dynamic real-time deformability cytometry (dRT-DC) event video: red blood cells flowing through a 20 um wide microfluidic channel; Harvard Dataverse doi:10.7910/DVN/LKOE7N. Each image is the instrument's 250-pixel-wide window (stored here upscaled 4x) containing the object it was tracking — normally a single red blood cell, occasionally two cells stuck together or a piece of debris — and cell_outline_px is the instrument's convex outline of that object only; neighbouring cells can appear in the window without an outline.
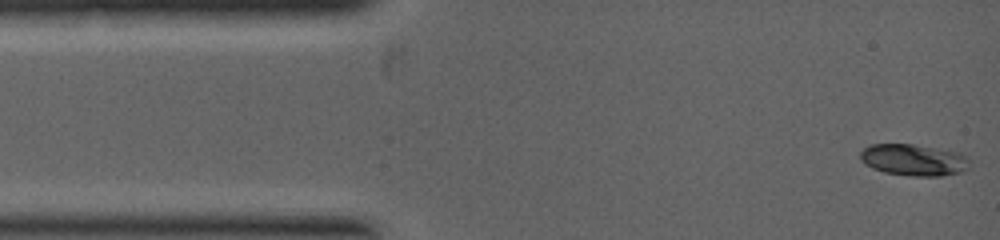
{"species": "common noctule bat (a hibernating species)", "species_latin": "Nyctalus noctula", "temperature_condition": "warm", "stored_images_in_passage": 21, "camera_frame_rate_fps": 5000, "um_per_image_px": 0.085, "animal": {"sex": "female", "body_mass_g": 19.0, "forearm_length_mm": 53.3}, "frame": {"image": 1, "passage_image": 1, "time_ms": 0.0, "image_size_px": [1000, 240], "cell_outline_px": [[968, 168], [964, 172], [940, 176], [912, 176], [884, 172], [872, 168], [864, 164], [860, 160], [860, 152], [864, 148], [872, 144], [912, 144], [960, 152], [964, 156]], "centroid_in_image_um": [77.62, 13.6], "position_along_channel_um": 7.4, "area_um2": 20.06}}
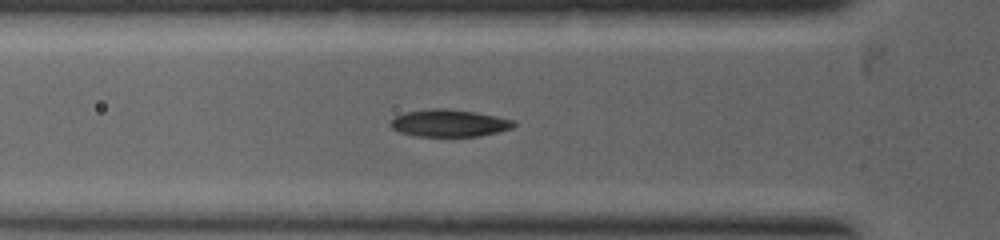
{"frame": {"image": 2, "passage_image": 13, "time_ms": 2.2, "image_size_px": [1000, 240], "cell_outline_px": [[516, 124], [512, 128], [480, 136], [416, 136], [400, 132], [392, 128], [388, 124], [396, 116], [404, 112], [432, 108], [444, 108], [476, 112], [516, 120]], "centroid_in_image_um": [38.18, 10.46], "position_along_channel_um": 87.6, "area_um2": 19.59}}
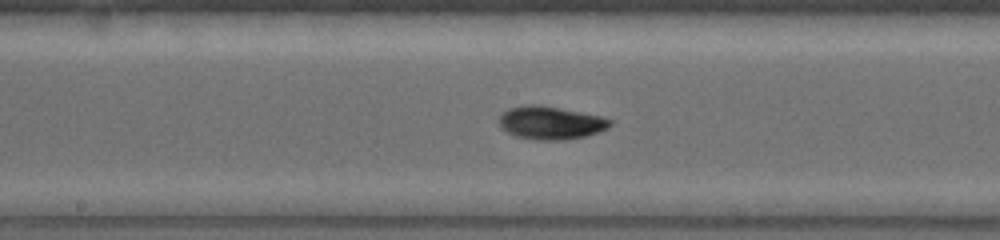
{"frame": {"image": 3, "passage_image": 21, "time_ms": 3.8, "image_size_px": [1000, 240], "cell_outline_px": [[612, 124], [608, 128], [600, 132], [584, 136], [564, 140], [536, 140], [516, 136], [508, 132], [500, 124], [500, 116], [508, 108], [524, 104], [540, 104], [600, 116], [612, 120]], "centroid_in_image_um": [46.82, 10.43], "position_along_channel_um": 201.4, "area_um2": 21.33}}